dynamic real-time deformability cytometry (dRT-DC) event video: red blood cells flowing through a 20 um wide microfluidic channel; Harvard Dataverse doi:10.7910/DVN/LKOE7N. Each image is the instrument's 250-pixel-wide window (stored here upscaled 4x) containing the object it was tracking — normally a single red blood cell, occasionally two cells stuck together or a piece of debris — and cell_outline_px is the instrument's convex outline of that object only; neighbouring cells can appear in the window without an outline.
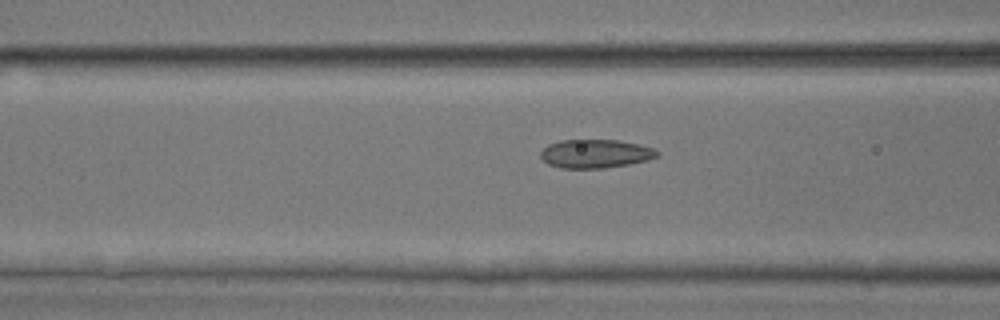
{"species": "common noctule bat (a hibernating species)", "species_latin": "Nyctalus noctula", "temperature_condition": "room temperature", "stored_images_in_passage": 34, "camera_frame_rate_fps": 3000, "um_per_image_px": 0.085, "animal": {"sex": "male", "body_mass_g": 17.9, "forearm_length_mm": 54.2}, "frame": {"image": 1, "passage_image": 8, "time_ms": 2.333, "image_size_px": [1000, 320], "cell_outline_px": [[660, 156], [648, 160], [628, 164], [604, 168], [560, 168], [548, 164], [540, 156], [540, 152], [548, 144], [560, 140], [620, 140], [640, 144], [652, 148], [660, 152]], "centroid_in_image_um": [50.63, 13.06], "position_along_channel_um": 116.0, "area_um2": 19.54}}
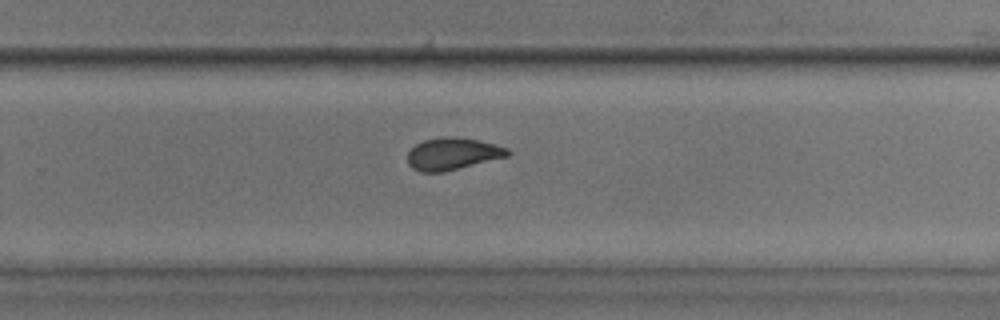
{"frame": {"image": 2, "passage_image": 21, "time_ms": 6.667, "image_size_px": [1000, 320], "cell_outline_px": [[512, 152], [508, 156], [444, 172], [420, 172], [412, 168], [408, 164], [408, 152], [416, 144], [424, 140], [444, 136], [456, 136], [476, 140], [508, 148]], "centroid_in_image_um": [38.45, 13.07], "position_along_channel_um": 291.3, "area_um2": 18.67}}
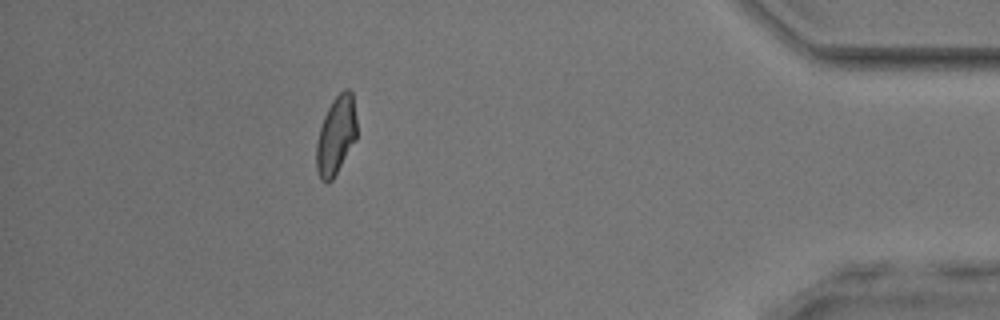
{"frame": {"image": 3, "passage_image": 33, "time_ms": 10.667, "image_size_px": [1000, 320], "cell_outline_px": [[356, 140], [332, 180], [328, 184], [324, 184], [320, 180], [316, 168], [316, 144], [320, 128], [324, 116], [332, 100], [344, 88], [348, 88], [352, 92], [356, 120]], "centroid_in_image_um": [28.55, 11.54], "position_along_channel_um": 406.7, "area_um2": 18.55}}